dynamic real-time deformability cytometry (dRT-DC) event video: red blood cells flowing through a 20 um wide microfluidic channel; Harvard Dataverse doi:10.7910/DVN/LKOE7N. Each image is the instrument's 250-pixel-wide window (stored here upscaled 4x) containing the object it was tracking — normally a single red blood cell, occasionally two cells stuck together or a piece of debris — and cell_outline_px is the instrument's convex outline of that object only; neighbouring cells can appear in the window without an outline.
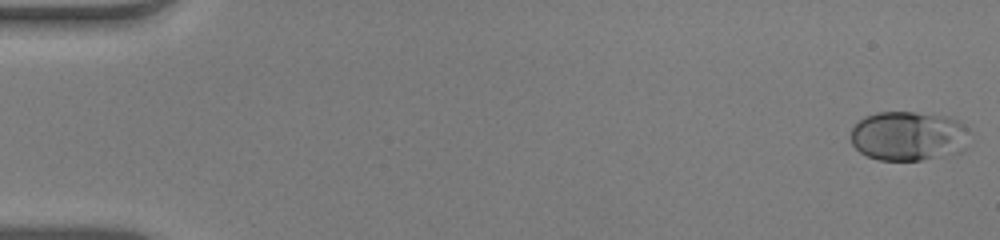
{"species": "human", "species_latin": "Homo sapiens", "temperature_condition": "warm", "stored_images_in_passage": 53, "camera_frame_rate_fps": 3000, "um_per_image_px": 0.085, "donor": {"sex": "male"}, "frame": {"image": 1, "passage_image": 1, "time_ms": 0.0, "image_size_px": [1000, 240], "cell_outline_px": [[972, 132], [968, 148], [960, 152], [920, 160], [880, 160], [868, 156], [860, 152], [852, 144], [852, 128], [864, 116], [876, 112], [912, 112], [948, 116], [964, 124]], "centroid_in_image_um": [77.29, 11.55], "position_along_channel_um": 7.7, "area_um2": 34.68}}
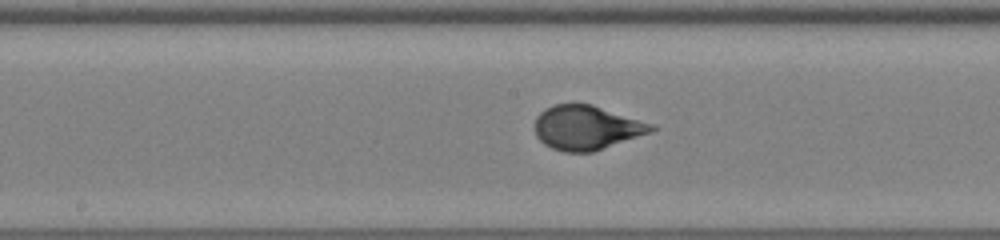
{"frame": {"image": 2, "passage_image": 28, "time_ms": 9.0, "image_size_px": [1000, 240], "cell_outline_px": [[656, 128], [652, 132], [592, 152], [564, 152], [552, 148], [544, 144], [536, 136], [536, 116], [544, 108], [556, 104], [592, 104], [656, 124]], "centroid_in_image_um": [49.89, 10.84], "position_along_channel_um": 198.3, "area_um2": 30.17}}
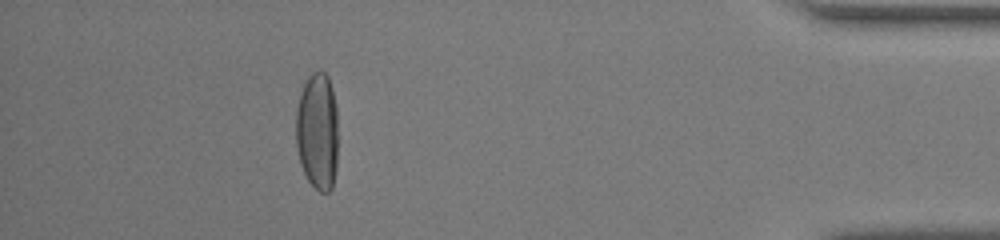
{"frame": {"image": 3, "passage_image": 48, "time_ms": 15.667, "image_size_px": [1000, 240], "cell_outline_px": [[336, 168], [332, 188], [328, 192], [320, 192], [308, 180], [300, 164], [296, 144], [296, 112], [300, 92], [308, 76], [312, 72], [324, 72], [328, 76], [332, 88], [336, 108]], "centroid_in_image_um": [26.96, 11.15], "position_along_channel_um": 408.2, "area_um2": 28.73}, "authors_computed_cell_mechanics": {"area_um2": 30.1716, "velocity_mm_per_s": 3.9072, "shape_relaxation_time_tau1_ms": 5.6226, "shape_relaxation_time_tau2_ms": null, "deformation_change_tau1": 0.2557, "deformation_change_tau2": null}}